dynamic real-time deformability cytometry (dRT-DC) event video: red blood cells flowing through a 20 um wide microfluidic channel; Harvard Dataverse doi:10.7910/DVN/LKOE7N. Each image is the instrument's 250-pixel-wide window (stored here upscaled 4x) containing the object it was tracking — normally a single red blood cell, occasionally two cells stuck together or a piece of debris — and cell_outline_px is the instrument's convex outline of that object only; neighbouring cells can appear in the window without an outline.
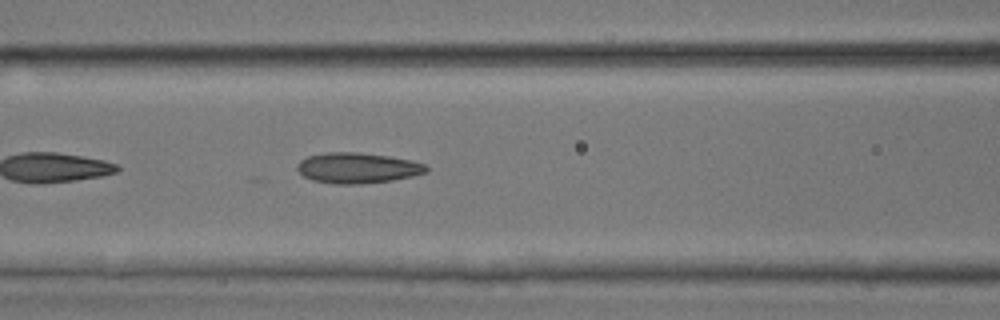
{"species": "common noctule bat (a hibernating species)", "species_latin": "Nyctalus noctula", "temperature_condition": "room temperature", "stored_images_in_passage": 18, "camera_frame_rate_fps": 3000, "um_per_image_px": 0.085, "animal": {"sex": "male", "body_mass_g": 17.9, "forearm_length_mm": 54.2}, "frame": {"image": 1, "passage_image": 6, "time_ms": 1.667, "image_size_px": [1000, 320], "cell_outline_px": [[428, 172], [412, 176], [392, 180], [360, 184], [332, 184], [312, 180], [304, 176], [296, 168], [296, 164], [300, 160], [308, 156], [328, 152], [360, 152], [388, 156], [412, 160], [424, 164], [428, 168]], "centroid_in_image_um": [30.37, 14.27], "position_along_channel_um": 136.2, "area_um2": 23.06}}